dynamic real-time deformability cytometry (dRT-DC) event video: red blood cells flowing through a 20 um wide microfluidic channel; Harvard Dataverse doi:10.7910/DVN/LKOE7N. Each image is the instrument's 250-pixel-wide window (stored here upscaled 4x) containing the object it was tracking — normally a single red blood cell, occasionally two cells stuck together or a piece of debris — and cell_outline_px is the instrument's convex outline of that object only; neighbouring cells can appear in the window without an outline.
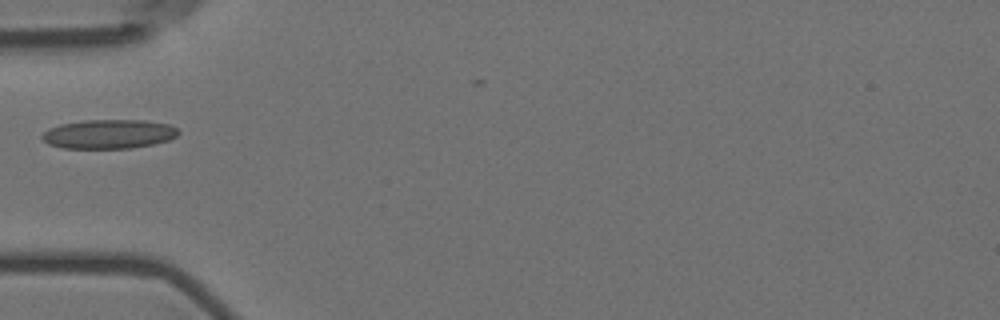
{"species": "Egyptian fruit bat (a non-hibernating species)", "species_latin": "Rousettus aegyptiacus", "temperature_condition": "room temperature", "stored_images_in_passage": 14, "camera_frame_rate_fps": 3000, "um_per_image_px": 0.085, "animal": {"sex": "female"}, "frame": {"image": 1, "passage_image": 1, "time_ms": 0.0, "image_size_px": [1000, 320], "cell_outline_px": [[180, 132], [176, 136], [168, 140], [152, 144], [132, 148], [64, 148], [48, 144], [40, 136], [48, 128], [60, 124], [84, 120], [144, 120], [168, 124], [176, 128]], "centroid_in_image_um": [9.23, 11.39], "position_along_channel_um": 75.8, "area_um2": 23.12}}
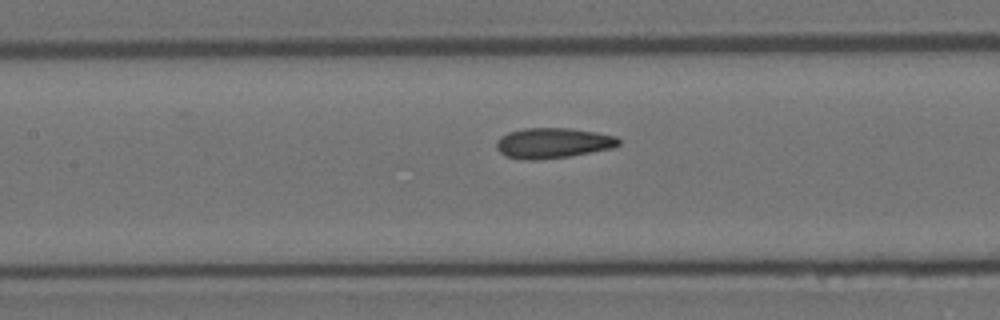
{"frame": {"image": 2, "passage_image": 8, "time_ms": 2.333, "image_size_px": [1000, 320], "cell_outline_px": [[620, 144], [612, 148], [568, 156], [536, 160], [524, 160], [504, 156], [496, 148], [496, 140], [500, 136], [508, 132], [524, 128], [572, 128], [596, 132], [616, 136], [620, 140]], "centroid_in_image_um": [46.96, 12.15], "position_along_channel_um": 160.4, "area_um2": 21.73}}
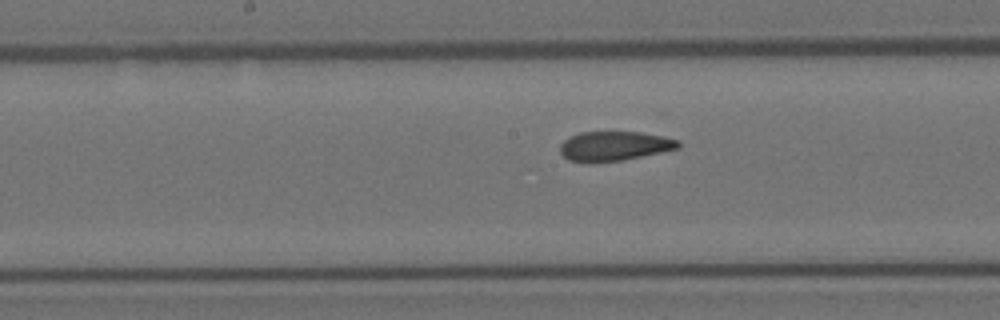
{"frame": {"image": 3, "passage_image": 11, "time_ms": 3.333, "image_size_px": [1000, 320], "cell_outline_px": [[680, 148], [620, 160], [592, 164], [568, 160], [560, 152], [560, 144], [568, 136], [580, 132], [640, 132], [664, 136], [680, 140]], "centroid_in_image_um": [52.18, 12.42], "position_along_channel_um": 196.0, "area_um2": 20.52}}